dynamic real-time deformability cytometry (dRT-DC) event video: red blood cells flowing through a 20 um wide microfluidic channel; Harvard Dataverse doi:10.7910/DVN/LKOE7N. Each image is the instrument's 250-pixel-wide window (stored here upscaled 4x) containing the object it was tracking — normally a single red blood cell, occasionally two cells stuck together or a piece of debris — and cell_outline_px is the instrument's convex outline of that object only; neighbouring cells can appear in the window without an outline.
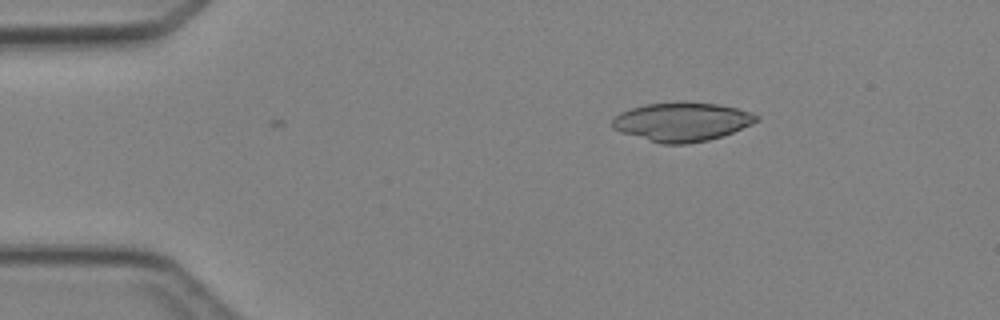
{"species": "Egyptian fruit bat (a non-hibernating species)", "species_latin": "Rousettus aegyptiacus", "temperature_condition": "cold", "stored_images_in_passage": 6, "camera_frame_rate_fps": 3000, "um_per_image_px": 0.085, "animal": {"sex": "female"}, "frame": {"image": 1, "passage_image": 3, "time_ms": 2.333, "image_size_px": [1000, 320], "cell_outline_px": [[760, 120], [752, 124], [732, 132], [708, 140], [688, 144], [660, 144], [620, 132], [612, 128], [612, 120], [620, 112], [644, 104], [720, 104], [752, 112], [760, 116]], "centroid_in_image_um": [57.97, 10.39], "position_along_channel_um": 27.0, "area_um2": 32.08}}
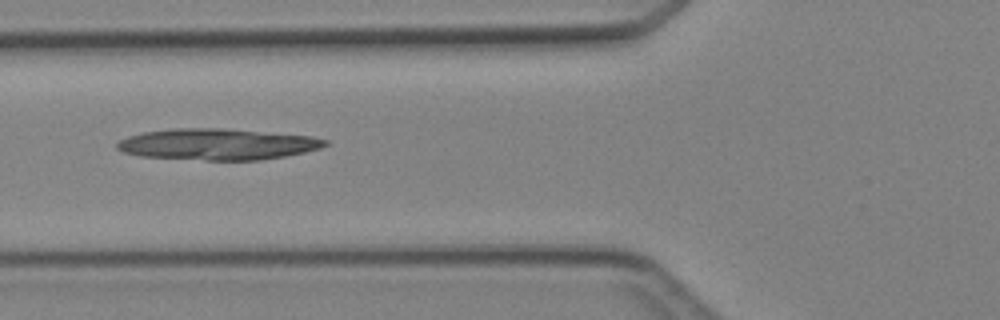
{"frame": {"image": 2, "passage_image": 5, "time_ms": 5.667, "image_size_px": [1000, 320], "cell_outline_px": [[328, 144], [320, 148], [304, 152], [284, 156], [260, 160], [208, 160], [140, 156], [124, 152], [116, 148], [116, 144], [120, 140], [128, 136], [140, 132], [172, 128], [220, 128], [312, 136], [328, 140]], "centroid_in_image_um": [18.46, 12.25], "position_along_channel_um": 107.3, "area_um2": 37.8}}
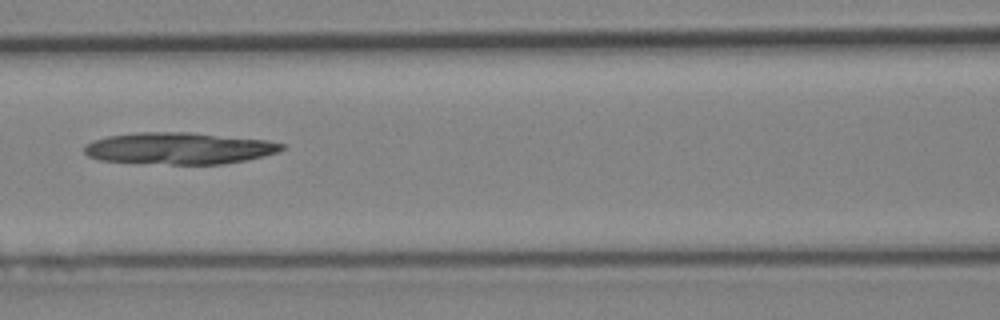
{"frame": {"image": 3, "passage_image": 6, "time_ms": 6.667, "image_size_px": [1000, 320], "cell_outline_px": [[288, 148], [280, 152], [248, 160], [224, 164], [172, 164], [100, 160], [88, 156], [84, 152], [84, 144], [92, 140], [108, 136], [136, 132], [188, 132], [268, 140], [284, 144]], "centroid_in_image_um": [15.27, 12.6], "position_along_channel_um": 151.3, "area_um2": 36.76}}